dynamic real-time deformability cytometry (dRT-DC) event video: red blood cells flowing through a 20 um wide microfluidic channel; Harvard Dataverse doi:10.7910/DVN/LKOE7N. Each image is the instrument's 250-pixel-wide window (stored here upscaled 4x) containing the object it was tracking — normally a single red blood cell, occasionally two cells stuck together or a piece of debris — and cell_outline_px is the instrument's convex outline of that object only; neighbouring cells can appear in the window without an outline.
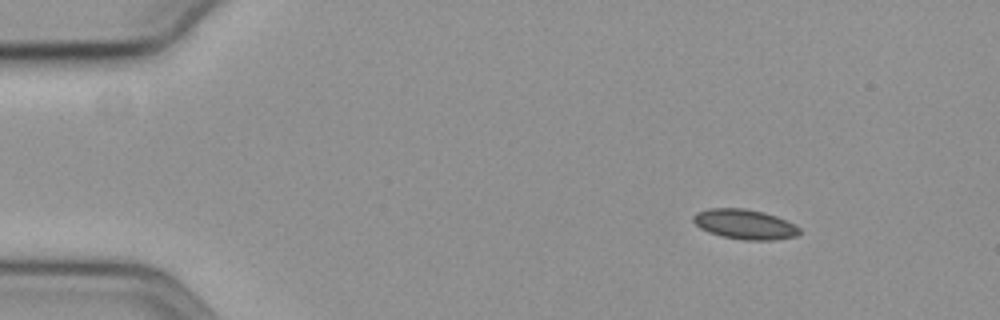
{"species": "common noctule bat (a hibernating species)", "species_latin": "Nyctalus noctula", "temperature_condition": "cold", "stored_images_in_passage": 51, "camera_frame_rate_fps": 3000, "um_per_image_px": 0.085, "animal": {"sex": "female", "body_mass_g": 19.3, "forearm_length_mm": 54.1}, "frame": {"image": 1, "passage_image": 1, "time_ms": 0.0, "image_size_px": [1000, 320], "cell_outline_px": [[800, 232], [796, 236], [772, 240], [744, 240], [724, 236], [708, 232], [700, 228], [692, 220], [692, 216], [696, 212], [708, 208], [744, 208], [764, 212], [776, 216], [800, 228]], "centroid_in_image_um": [63.26, 19.05], "position_along_channel_um": 21.7, "area_um2": 18.38}}
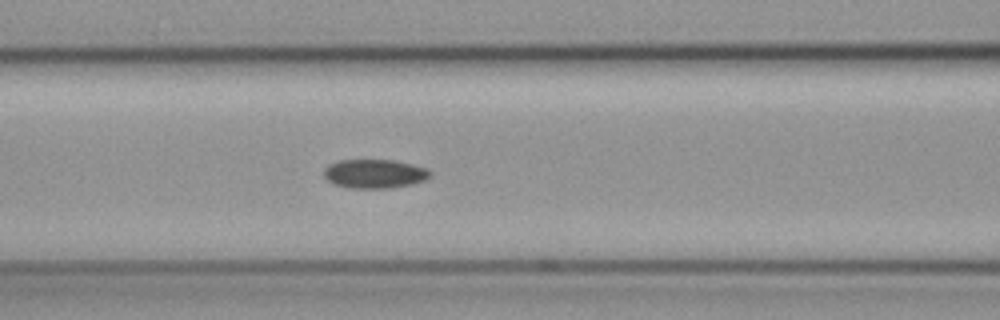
{"frame": {"image": 2, "passage_image": 18, "time_ms": 5.667, "image_size_px": [1000, 320], "cell_outline_px": [[432, 176], [424, 180], [408, 184], [388, 188], [348, 188], [332, 184], [324, 176], [324, 168], [328, 164], [340, 160], [396, 160], [428, 168], [432, 172]], "centroid_in_image_um": [31.83, 14.76], "position_along_channel_um": 134.8, "area_um2": 18.03}}
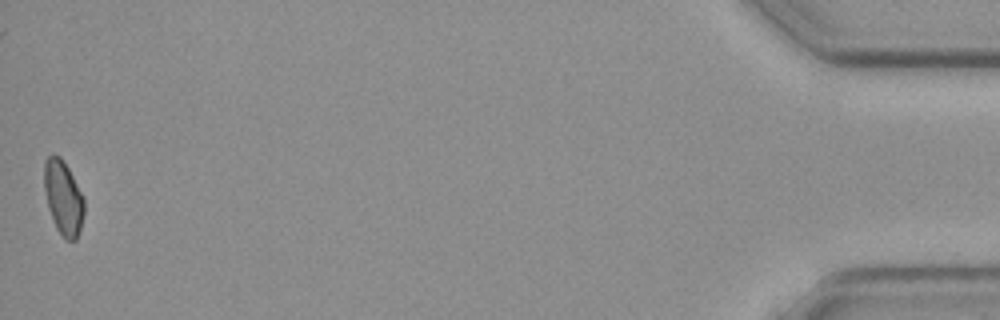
{"frame": {"image": 3, "passage_image": 51, "time_ms": 16.667, "image_size_px": [1000, 320], "cell_outline_px": [[84, 216], [76, 240], [64, 240], [56, 228], [48, 208], [44, 188], [44, 160], [52, 152], [60, 156], [68, 168], [84, 200]], "centroid_in_image_um": [5.36, 16.8], "position_along_channel_um": 429.8, "area_um2": 17.28}}